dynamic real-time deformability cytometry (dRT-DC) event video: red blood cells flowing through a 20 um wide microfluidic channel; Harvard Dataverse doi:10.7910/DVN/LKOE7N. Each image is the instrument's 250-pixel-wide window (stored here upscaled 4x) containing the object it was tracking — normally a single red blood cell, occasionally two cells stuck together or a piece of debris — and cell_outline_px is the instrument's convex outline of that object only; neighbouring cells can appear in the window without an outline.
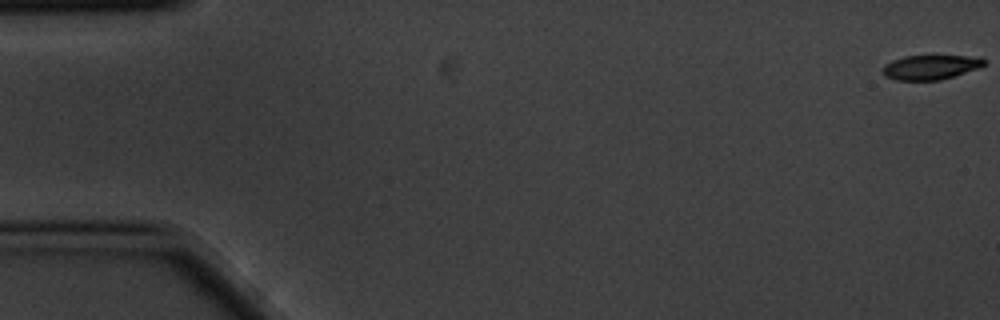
{"species": "common noctule bat (a hibernating species)", "species_latin": "Nyctalus noctula", "temperature_condition": "cold", "stored_images_in_passage": 7, "camera_frame_rate_fps": 3000, "um_per_image_px": 0.085, "animal": {"sex": "male", "body_mass_g": 20.1, "forearm_length_mm": 53.5}, "frame": {"image": 1, "passage_image": 1, "time_ms": 0.0, "image_size_px": [1000, 320], "cell_outline_px": [[984, 64], [980, 68], [940, 80], [896, 80], [884, 76], [880, 72], [884, 64], [892, 60], [904, 56], [980, 56], [984, 60]], "centroid_in_image_um": [79.06, 5.71], "position_along_channel_um": 5.9, "area_um2": 14.62}}
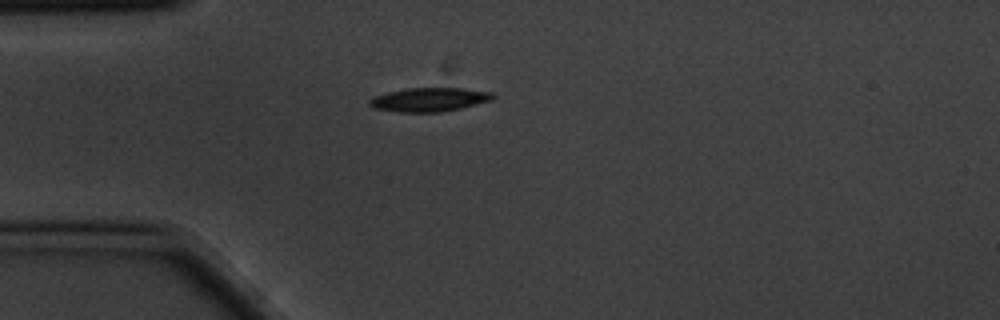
{"frame": {"image": 2, "passage_image": 5, "time_ms": 1.333, "image_size_px": [1000, 320], "cell_outline_px": [[496, 96], [492, 100], [460, 108], [440, 112], [396, 112], [372, 108], [368, 104], [368, 100], [376, 96], [388, 92], [408, 88], [464, 88], [492, 92]], "centroid_in_image_um": [36.48, 8.47], "position_along_channel_um": 48.5, "area_um2": 17.17}}